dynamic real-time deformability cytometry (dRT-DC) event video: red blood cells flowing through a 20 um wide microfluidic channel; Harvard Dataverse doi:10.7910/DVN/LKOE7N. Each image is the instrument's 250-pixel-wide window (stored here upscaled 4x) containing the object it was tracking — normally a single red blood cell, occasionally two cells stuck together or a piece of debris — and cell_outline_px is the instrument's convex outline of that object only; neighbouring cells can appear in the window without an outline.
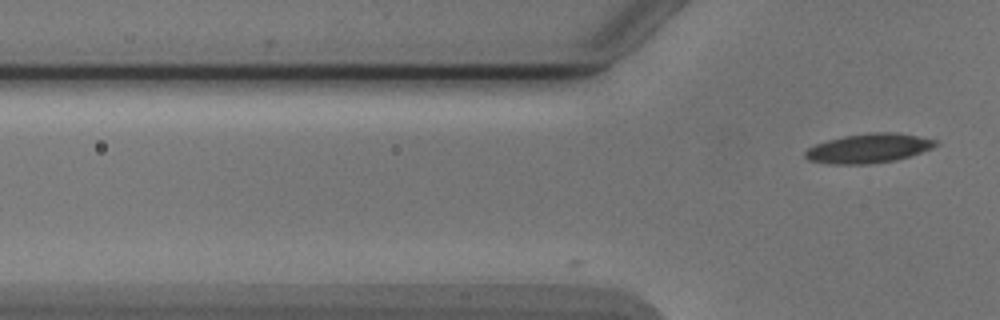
{"species": "Egyptian fruit bat (a non-hibernating species)", "species_latin": "Rousettus aegyptiacus", "temperature_condition": "cold", "stored_images_in_passage": 2, "camera_frame_rate_fps": 3000, "um_per_image_px": 0.085, "animal": {"sex": "male"}, "frame": {"image": 1, "passage_image": 2, "time_ms": 0.333, "image_size_px": [1000, 320], "cell_outline_px": [[936, 144], [932, 148], [896, 160], [868, 164], [828, 164], [808, 160], [804, 156], [804, 152], [808, 148], [816, 144], [828, 140], [844, 136], [872, 132], [896, 132], [936, 140]], "centroid_in_image_um": [73.78, 12.61], "position_along_channel_um": 52.0, "area_um2": 22.08}}